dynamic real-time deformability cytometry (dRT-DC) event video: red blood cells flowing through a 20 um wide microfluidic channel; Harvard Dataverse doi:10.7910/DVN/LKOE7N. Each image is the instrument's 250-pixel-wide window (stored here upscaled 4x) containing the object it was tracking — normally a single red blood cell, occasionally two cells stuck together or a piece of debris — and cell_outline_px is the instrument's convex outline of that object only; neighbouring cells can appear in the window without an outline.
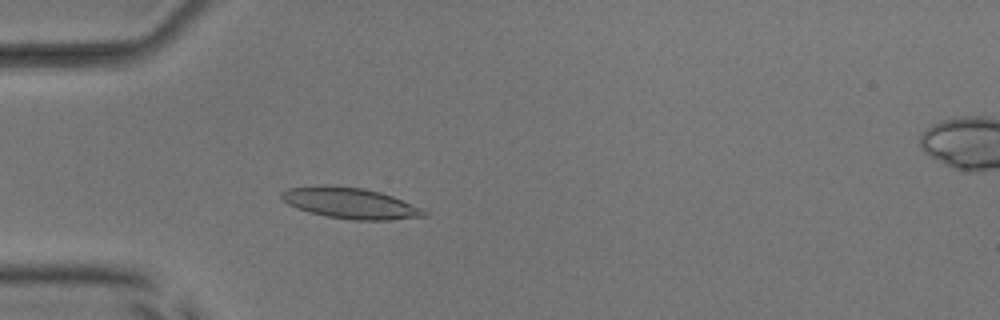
{"species": "common noctule bat (a hibernating species)", "species_latin": "Nyctalus noctula", "temperature_condition": "room temperature", "stored_images_in_passage": 53, "camera_frame_rate_fps": 3000, "um_per_image_px": 0.085, "animal": {"sex": "male", "body_mass_g": 17.9, "forearm_length_mm": 54.2}, "frame": {"image": 1, "passage_image": 16, "time_ms": 5.0, "image_size_px": [1000, 320], "cell_outline_px": [[428, 216], [388, 220], [352, 220], [328, 216], [296, 208], [288, 204], [280, 196], [280, 192], [288, 188], [364, 188], [380, 192], [392, 196], [420, 208], [428, 212]], "centroid_in_image_um": [29.85, 17.32], "position_along_channel_um": 55.2, "area_um2": 24.51}}
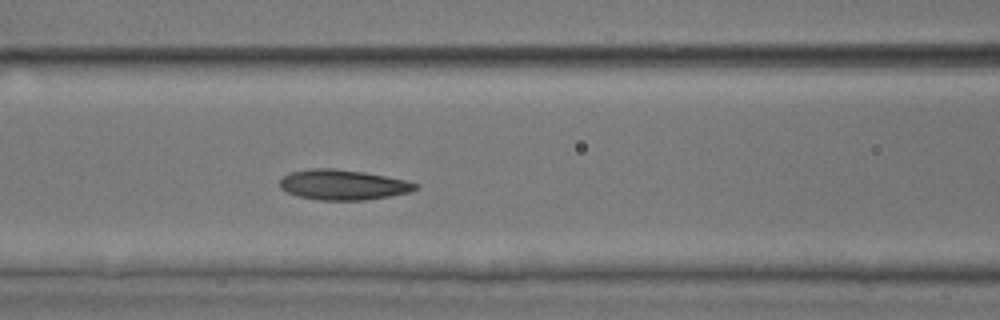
{"frame": {"image": 2, "passage_image": 23, "time_ms": 7.333, "image_size_px": [1000, 320], "cell_outline_px": [[420, 184], [416, 188], [408, 192], [388, 196], [364, 200], [320, 200], [300, 196], [288, 192], [280, 188], [280, 180], [284, 176], [292, 172], [308, 168], [336, 168], [364, 172], [404, 180]], "centroid_in_image_um": [29.13, 15.69], "position_along_channel_um": 137.5, "area_um2": 23.58}}
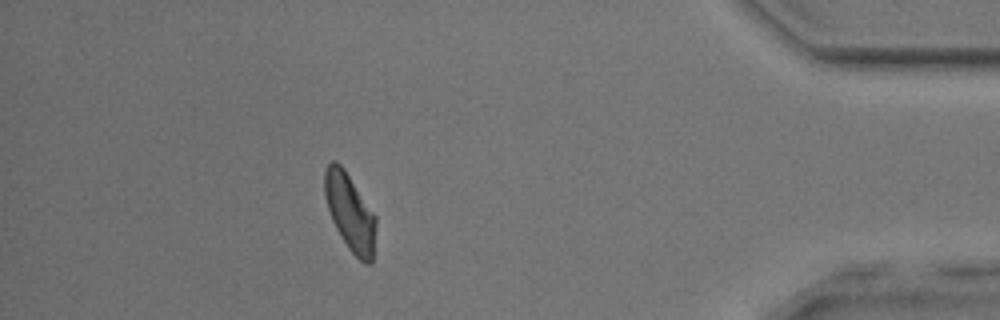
{"frame": {"image": 3, "passage_image": 47, "time_ms": 15.333, "image_size_px": [1000, 320], "cell_outline_px": [[376, 224], [372, 264], [364, 264], [348, 248], [340, 236], [332, 220], [324, 196], [324, 168], [332, 160], [336, 160], [344, 168], [376, 216]], "centroid_in_image_um": [29.74, 18.03], "position_along_channel_um": 405.5, "area_um2": 23.12}, "authors_computed_cell_mechanics": {"area_um2": 23.4668, "velocity_mm_per_s": 3.9161, "shape_relaxation_time_tau1_ms": 2.7047, "shape_relaxation_time_tau2_ms": 2.3737, "deformation_change_tau1": 0.1136, "deformation_change_tau2": 0.0806}}